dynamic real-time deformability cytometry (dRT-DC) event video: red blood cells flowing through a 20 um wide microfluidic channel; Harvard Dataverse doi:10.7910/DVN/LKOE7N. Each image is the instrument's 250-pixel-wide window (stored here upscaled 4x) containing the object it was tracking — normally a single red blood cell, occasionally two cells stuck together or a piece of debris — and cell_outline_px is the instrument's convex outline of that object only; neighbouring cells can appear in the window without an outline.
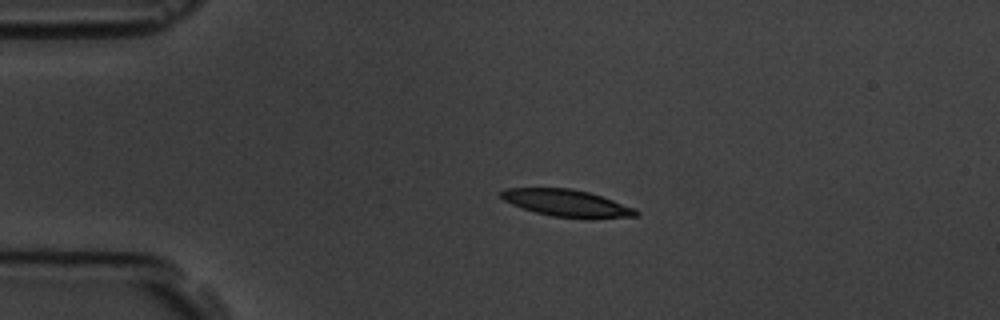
{"species": "common noctule bat (a hibernating species)", "species_latin": "Nyctalus noctula", "temperature_condition": "room temperature", "stored_images_in_passage": 3, "camera_frame_rate_fps": 3000, "um_per_image_px": 0.085, "animal": {"sex": "male", "body_mass_g": 19.5, "forearm_length_mm": 54.6}, "frame": {"image": 1, "passage_image": 2, "time_ms": 2.0, "image_size_px": [1000, 320], "cell_outline_px": [[640, 212], [636, 216], [552, 216], [536, 212], [512, 204], [504, 200], [500, 196], [500, 192], [504, 188], [572, 188], [588, 192], [636, 208]], "centroid_in_image_um": [48.1, 17.21], "position_along_channel_um": 36.9, "area_um2": 20.23}}